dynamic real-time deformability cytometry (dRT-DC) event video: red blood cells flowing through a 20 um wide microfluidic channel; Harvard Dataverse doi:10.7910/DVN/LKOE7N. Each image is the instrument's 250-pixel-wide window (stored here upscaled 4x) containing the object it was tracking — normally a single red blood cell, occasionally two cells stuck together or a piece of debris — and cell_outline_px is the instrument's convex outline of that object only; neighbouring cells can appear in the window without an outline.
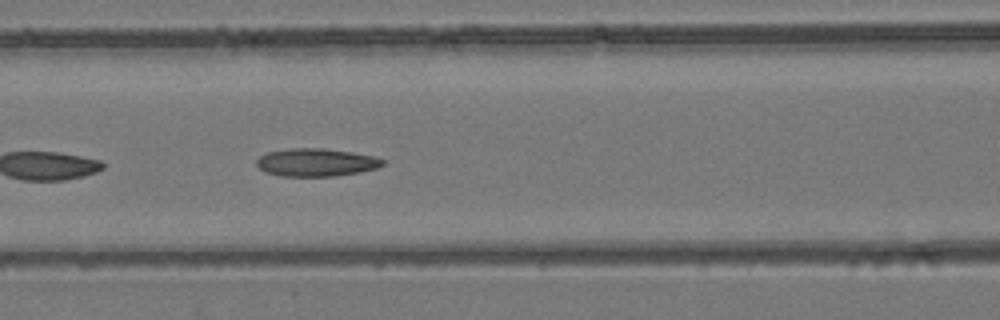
{"species": "common noctule bat (a hibernating species)", "species_latin": "Nyctalus noctula", "temperature_condition": "room temperature", "stored_images_in_passage": 34, "camera_frame_rate_fps": 3000, "um_per_image_px": 0.085, "animal": {"sex": "female", "body_mass_g": 24.6, "forearm_length_mm": 56.2}, "frame": {"image": 1, "passage_image": 8, "time_ms": 2.333, "image_size_px": [1000, 320], "cell_outline_px": [[388, 160], [384, 164], [376, 168], [360, 172], [336, 176], [280, 176], [264, 172], [256, 164], [256, 160], [260, 156], [268, 152], [292, 148], [324, 148], [352, 152], [376, 156]], "centroid_in_image_um": [26.91, 13.8], "position_along_channel_um": 139.7, "area_um2": 20.69}}
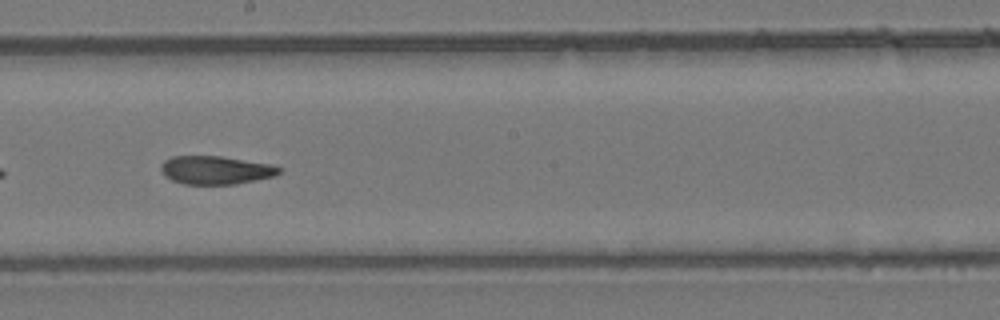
{"frame": {"image": 2, "passage_image": 15, "time_ms": 4.667, "image_size_px": [1000, 320], "cell_outline_px": [[280, 172], [276, 176], [236, 184], [184, 184], [172, 180], [164, 176], [160, 168], [160, 164], [164, 160], [172, 156], [220, 156], [272, 164], [280, 168]], "centroid_in_image_um": [18.32, 14.46], "position_along_channel_um": 229.9, "area_um2": 19.59}}
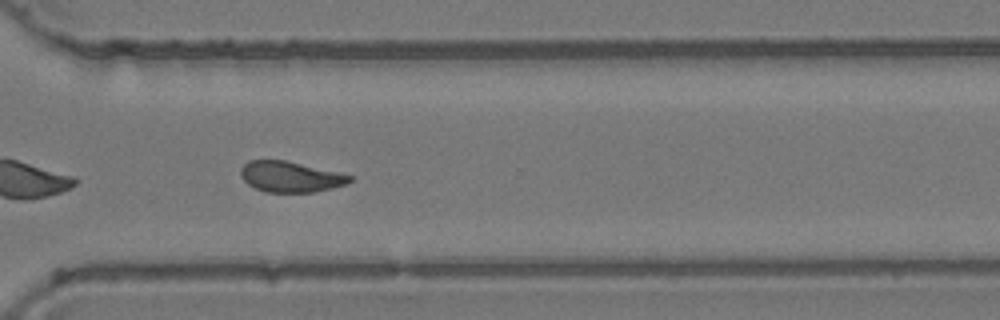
{"frame": {"image": 3, "passage_image": 24, "time_ms": 7.667, "image_size_px": [1000, 320], "cell_outline_px": [[352, 180], [344, 184], [332, 188], [316, 192], [264, 192], [248, 184], [240, 176], [240, 168], [248, 160], [284, 160], [336, 172], [352, 176]], "centroid_in_image_um": [24.63, 15.03], "position_along_channel_um": 346.0, "area_um2": 19.31}}